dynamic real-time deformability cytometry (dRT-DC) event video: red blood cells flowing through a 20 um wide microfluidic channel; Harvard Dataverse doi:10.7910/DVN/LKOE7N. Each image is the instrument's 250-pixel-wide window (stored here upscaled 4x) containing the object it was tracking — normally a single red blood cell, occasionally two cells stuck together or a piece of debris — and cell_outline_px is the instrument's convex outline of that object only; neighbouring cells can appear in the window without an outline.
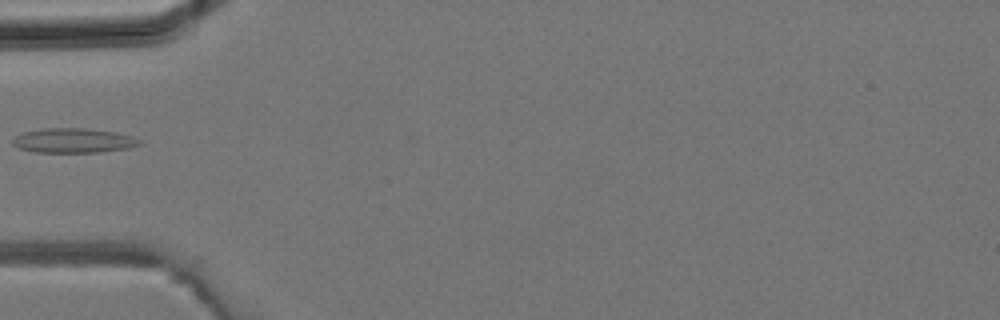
{"species": "common noctule bat (a hibernating species)", "species_latin": "Nyctalus noctula", "temperature_condition": "room temperature", "stored_images_in_passage": 27, "camera_frame_rate_fps": 3000, "um_per_image_px": 0.085, "animal": {"sex": "male", "body_mass_g": 19.2, "forearm_length_mm": 51.8}, "frame": {"image": 1, "passage_image": 1, "time_ms": 0.0, "image_size_px": [1000, 320], "cell_outline_px": [[144, 144], [128, 148], [96, 152], [36, 152], [20, 148], [12, 144], [12, 136], [24, 132], [44, 128], [84, 128], [116, 132], [132, 136], [140, 140]], "centroid_in_image_um": [6.23, 11.94], "position_along_channel_um": 78.8, "area_um2": 18.21}}
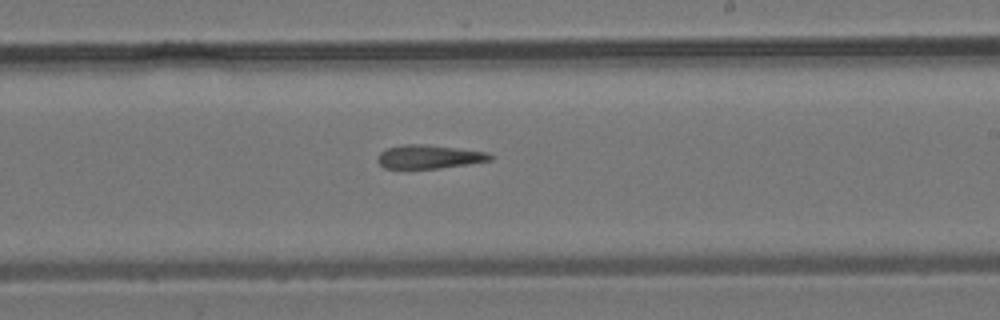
{"frame": {"image": 2, "passage_image": 12, "time_ms": 3.667, "image_size_px": [1000, 320], "cell_outline_px": [[492, 160], [468, 164], [440, 168], [384, 168], [376, 160], [376, 156], [380, 152], [388, 148], [404, 144], [428, 144], [488, 152], [492, 156]], "centroid_in_image_um": [36.46, 13.31], "position_along_channel_um": 252.5, "area_um2": 15.55}}
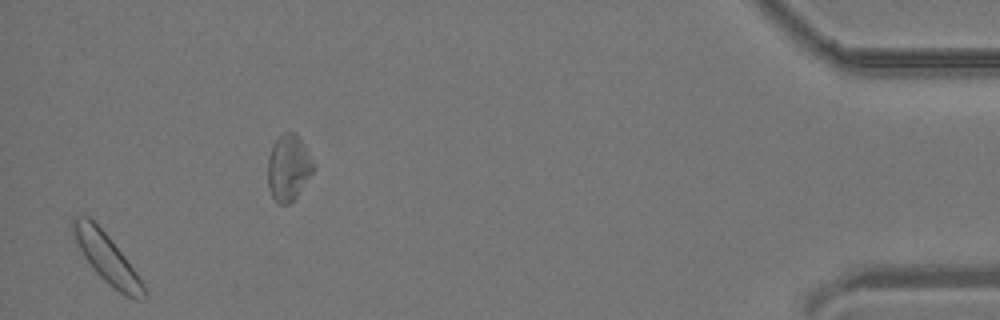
{"frame": {"image": 3, "passage_image": 26, "time_ms": 8.333, "image_size_px": [1000, 320], "cell_outline_px": [[148, 296], [144, 300], [136, 300], [120, 292], [108, 284], [92, 268], [72, 240], [72, 216], [88, 216], [108, 236], [124, 256], [136, 272], [144, 284], [148, 292]], "centroid_in_image_um": [9.06, 21.96], "position_along_channel_um": 426.1, "area_um2": 20.4}}